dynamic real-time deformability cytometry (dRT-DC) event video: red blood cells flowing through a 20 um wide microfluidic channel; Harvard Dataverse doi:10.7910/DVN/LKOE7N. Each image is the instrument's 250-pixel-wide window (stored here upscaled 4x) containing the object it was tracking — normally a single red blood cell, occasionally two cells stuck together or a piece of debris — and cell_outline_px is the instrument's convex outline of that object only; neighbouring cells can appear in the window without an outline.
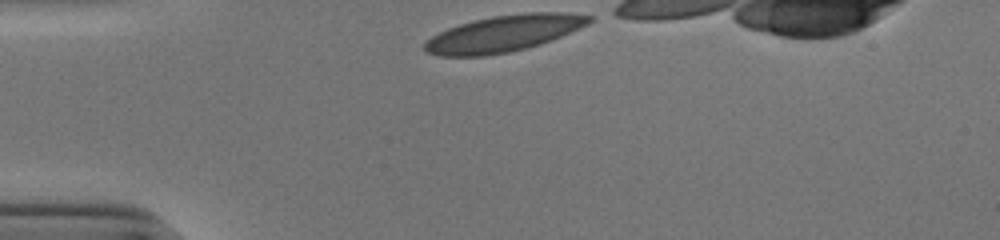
{"species": "human", "species_latin": "Homo sapiens", "temperature_condition": "cold", "stored_images_in_passage": 30, "camera_frame_rate_fps": 3000, "um_per_image_px": 0.085, "donor": {"sex": "male"}, "frame": {"image": 1, "passage_image": 1, "time_ms": 0.0, "image_size_px": [1000, 240], "cell_outline_px": [[596, 16], [588, 24], [580, 28], [552, 40], [540, 44], [508, 52], [484, 56], [440, 56], [428, 52], [424, 48], [424, 40], [448, 28], [460, 24], [492, 16], [524, 12], [560, 12]], "centroid_in_image_um": [42.84, 2.84], "position_along_channel_um": 42.2, "area_um2": 34.8}}
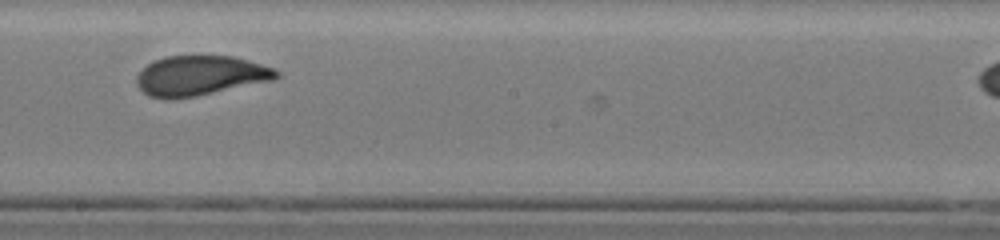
{"frame": {"image": 2, "passage_image": 18, "time_ms": 5.667, "image_size_px": [1000, 240], "cell_outline_px": [[280, 76], [272, 80], [196, 96], [164, 100], [148, 96], [136, 84], [136, 76], [148, 64], [164, 56], [232, 56], [248, 60], [276, 68], [280, 72]], "centroid_in_image_um": [17.02, 6.43], "position_along_channel_um": 231.2, "area_um2": 32.43}}
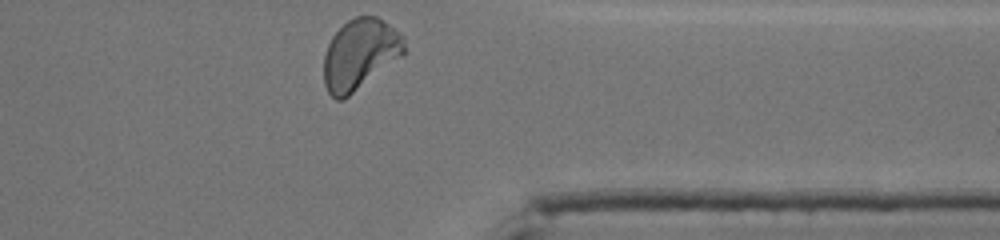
{"frame": {"image": 3, "passage_image": 30, "time_ms": 9.667, "image_size_px": [1000, 240], "cell_outline_px": [[404, 56], [344, 100], [336, 100], [328, 92], [324, 84], [324, 56], [328, 44], [332, 36], [348, 20], [356, 16], [376, 16], [400, 32], [404, 36]], "centroid_in_image_um": [30.61, 4.64], "position_along_channel_um": 380.8, "area_um2": 33.35}, "authors_computed_cell_mechanics": {"area_um2": 32.6281, "velocity_mm_per_s": 3.9017, "shape_relaxation_time_tau1_ms": 5.0575, "shape_relaxation_time_tau2_ms": null, "deformation_change_tau1": 0.1554, "deformation_change_tau2": null}}